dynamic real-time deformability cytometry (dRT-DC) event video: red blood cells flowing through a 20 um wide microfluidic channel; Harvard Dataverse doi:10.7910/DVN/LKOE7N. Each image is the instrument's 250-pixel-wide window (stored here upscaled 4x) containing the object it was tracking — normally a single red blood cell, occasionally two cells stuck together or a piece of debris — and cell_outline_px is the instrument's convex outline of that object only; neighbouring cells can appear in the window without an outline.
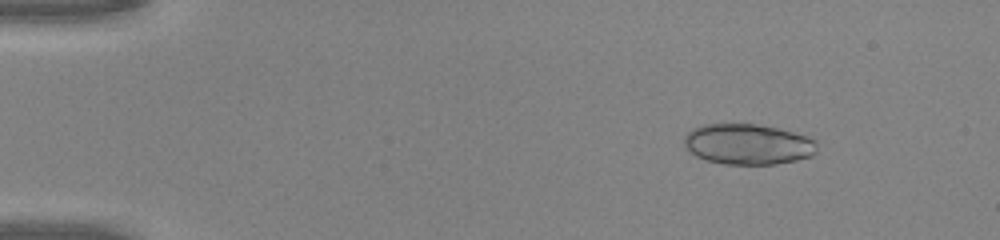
{"species": "common noctule bat (a hibernating species)", "species_latin": "Nyctalus noctula", "temperature_condition": "warm", "stored_images_in_passage": 46, "camera_frame_rate_fps": 3000, "um_per_image_px": 0.085, "animal": {"sex": "male", "body_mass_g": 20.0, "forearm_length_mm": 53.3}, "frame": {"image": 1, "passage_image": 4, "time_ms": 1.0, "image_size_px": [1000, 240], "cell_outline_px": [[816, 152], [812, 156], [796, 160], [776, 164], [724, 164], [708, 160], [696, 156], [684, 144], [684, 136], [692, 128], [704, 124], [756, 124], [776, 128], [792, 132], [816, 140]], "centroid_in_image_um": [63.57, 12.26], "position_along_channel_um": 21.4, "area_um2": 31.21}}